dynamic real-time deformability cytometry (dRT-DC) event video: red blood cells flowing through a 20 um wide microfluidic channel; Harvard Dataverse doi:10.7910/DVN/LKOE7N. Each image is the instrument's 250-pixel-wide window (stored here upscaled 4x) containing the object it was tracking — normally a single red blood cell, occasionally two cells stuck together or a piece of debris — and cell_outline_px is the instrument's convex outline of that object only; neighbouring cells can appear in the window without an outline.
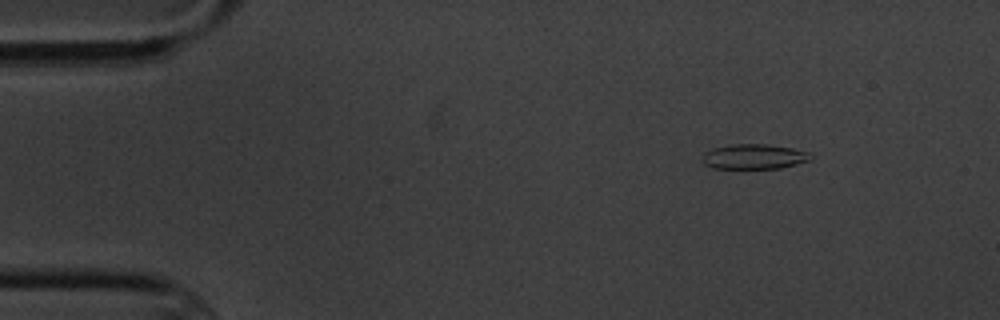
{"species": "common noctule bat (a hibernating species)", "species_latin": "Nyctalus noctula", "temperature_condition": "cold", "stored_images_in_passage": 10, "camera_frame_rate_fps": 3000, "um_per_image_px": 0.085, "animal": {"sex": "male", "body_mass_g": 20.1, "forearm_length_mm": 53.5}, "frame": {"image": 1, "passage_image": 2, "time_ms": 1.0, "image_size_px": [1000, 320], "cell_outline_px": [[812, 160], [780, 168], [712, 168], [704, 164], [700, 160], [700, 156], [704, 152], [712, 148], [732, 144], [768, 144], [792, 148], [812, 152]], "centroid_in_image_um": [64.08, 13.3], "position_along_channel_um": 20.9, "area_um2": 16.07}}
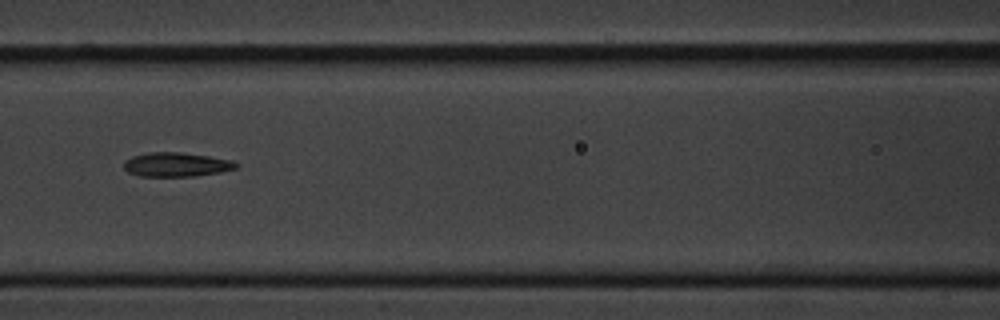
{"frame": {"image": 2, "passage_image": 7, "time_ms": 7.0, "image_size_px": [1000, 320], "cell_outline_px": [[240, 164], [236, 168], [220, 172], [196, 176], [140, 176], [128, 172], [124, 168], [124, 160], [132, 156], [148, 152], [180, 152], [208, 156], [232, 160]], "centroid_in_image_um": [14.98, 13.98], "position_along_channel_um": 151.6, "area_um2": 15.84}}
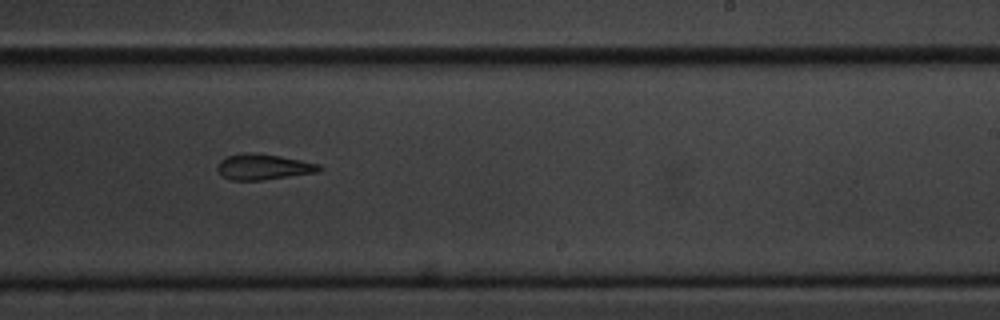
{"frame": {"image": 3, "passage_image": 10, "time_ms": 10.333, "image_size_px": [1000, 320], "cell_outline_px": [[324, 168], [320, 172], [264, 180], [228, 180], [216, 168], [216, 164], [220, 160], [228, 156], [256, 152], [280, 156], [320, 164]], "centroid_in_image_um": [22.43, 14.19], "position_along_channel_um": 266.6, "area_um2": 15.32}}